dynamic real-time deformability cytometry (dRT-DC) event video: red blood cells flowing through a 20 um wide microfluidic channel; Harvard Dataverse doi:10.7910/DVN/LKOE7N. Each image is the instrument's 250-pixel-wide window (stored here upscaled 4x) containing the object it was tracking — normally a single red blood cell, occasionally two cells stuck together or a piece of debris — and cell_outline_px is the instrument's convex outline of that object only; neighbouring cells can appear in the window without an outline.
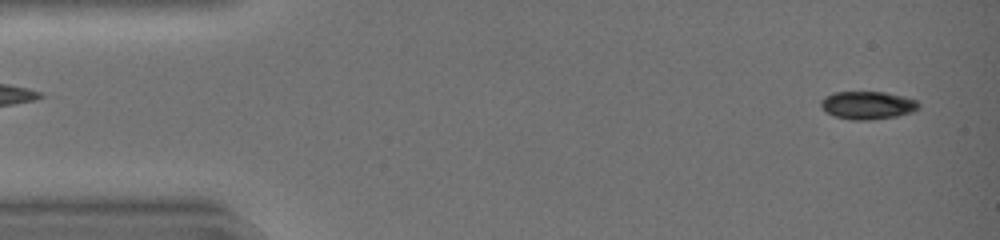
{"species": "common noctule bat (a hibernating species)", "species_latin": "Nyctalus noctula", "temperature_condition": "warm", "stored_images_in_passage": 43, "camera_frame_rate_fps": 3000, "um_per_image_px": 0.085, "animal": {"sex": "female", "body_mass_g": 19.0, "forearm_length_mm": 51.5}, "frame": {"image": 1, "passage_image": 2, "time_ms": 0.333, "image_size_px": [1000, 240], "cell_outline_px": [[920, 108], [912, 112], [896, 116], [868, 120], [852, 120], [836, 116], [828, 112], [820, 104], [820, 100], [824, 96], [832, 92], [884, 92], [904, 96], [916, 100], [920, 104]], "centroid_in_image_um": [73.76, 8.93], "position_along_channel_um": 11.2, "area_um2": 15.9}}
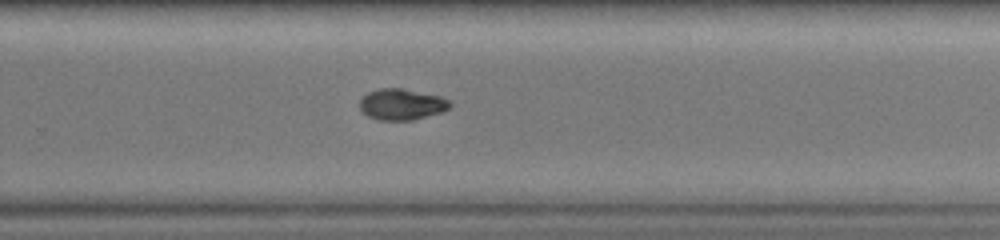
{"frame": {"image": 2, "passage_image": 29, "time_ms": 9.333, "image_size_px": [1000, 240], "cell_outline_px": [[452, 108], [440, 112], [412, 120], [376, 120], [368, 116], [360, 108], [360, 100], [368, 92], [380, 88], [404, 88], [440, 96], [452, 100]], "centroid_in_image_um": [34.18, 8.86], "position_along_channel_um": 295.6, "area_um2": 16.47}}
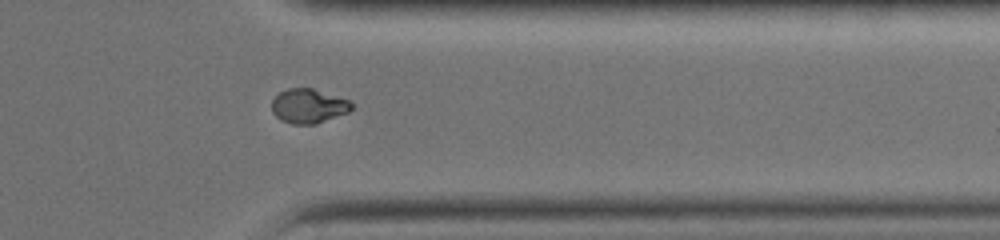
{"frame": {"image": 3, "passage_image": 35, "time_ms": 11.333, "image_size_px": [1000, 240], "cell_outline_px": [[352, 108], [348, 112], [316, 124], [292, 124], [280, 120], [272, 112], [272, 100], [280, 92], [288, 88], [312, 88], [352, 100]], "centroid_in_image_um": [26.23, 9.01], "position_along_channel_um": 385.2, "area_um2": 16.07}, "authors_computed_cell_mechanics": {"area_um2": 17.1666, "velocity_mm_per_s": 4.4193, "shape_relaxation_time_tau1_ms": 4.6211, "shape_relaxation_time_tau2_ms": 5.9684, "deformation_change_tau1": 0.174, "deformation_change_tau2": 0.048}}